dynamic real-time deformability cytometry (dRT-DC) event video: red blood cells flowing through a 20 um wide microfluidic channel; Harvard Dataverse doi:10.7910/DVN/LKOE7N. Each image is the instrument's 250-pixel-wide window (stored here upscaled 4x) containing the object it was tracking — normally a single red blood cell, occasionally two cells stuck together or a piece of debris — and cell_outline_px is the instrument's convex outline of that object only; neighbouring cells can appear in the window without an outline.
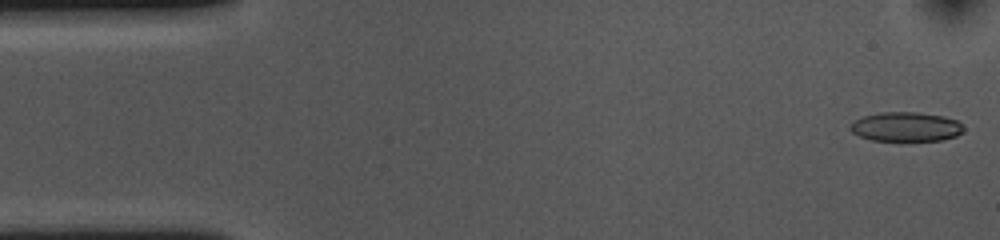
{"species": "common noctule bat (a hibernating species)", "species_latin": "Nyctalus noctula", "temperature_condition": "cold", "stored_images_in_passage": 53, "camera_frame_rate_fps": 3000, "um_per_image_px": 0.085, "animal": {"sex": "female", "body_mass_g": 10.0, "forearm_length_mm": 53.1}, "frame": {"image": 1, "passage_image": 1, "time_ms": 0.0, "image_size_px": [1000, 240], "cell_outline_px": [[964, 132], [956, 136], [940, 140], [872, 140], [860, 136], [852, 132], [848, 128], [848, 124], [864, 116], [880, 112], [916, 112], [944, 116], [956, 120], [964, 128]], "centroid_in_image_um": [76.99, 10.77], "position_along_channel_um": 8.0, "area_um2": 19.31}}
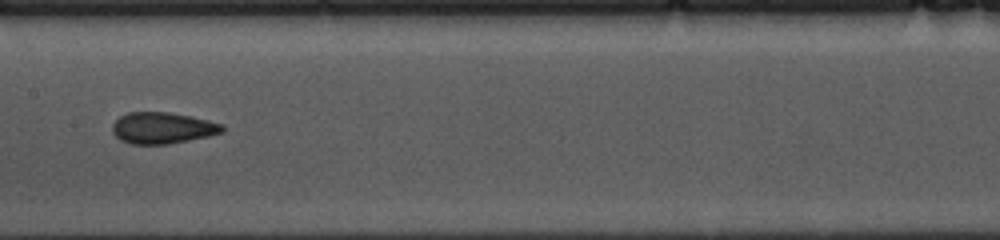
{"frame": {"image": 2, "passage_image": 25, "time_ms": 8.0, "image_size_px": [1000, 240], "cell_outline_px": [[224, 132], [208, 136], [168, 144], [132, 144], [120, 140], [112, 132], [112, 124], [120, 116], [128, 112], [168, 112], [192, 116], [224, 124]], "centroid_in_image_um": [13.82, 10.87], "position_along_channel_um": 193.6, "area_um2": 20.17}}
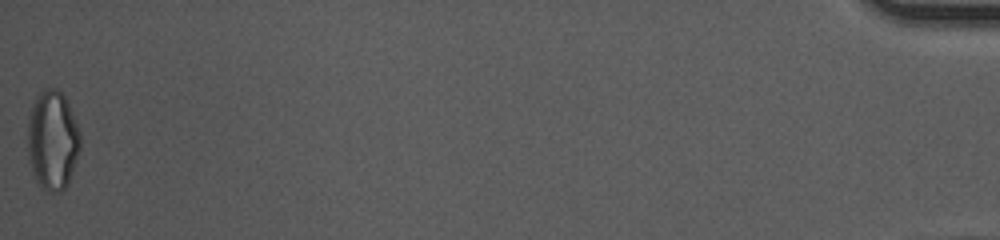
{"frame": {"image": 3, "passage_image": 53, "time_ms": 17.333, "image_size_px": [1000, 240], "cell_outline_px": [[80, 148], [68, 184], [60, 192], [48, 192], [36, 180], [32, 172], [28, 160], [28, 116], [32, 104], [36, 96], [40, 92], [48, 88], [56, 88], [64, 96], [68, 104], [80, 132]], "centroid_in_image_um": [4.45, 11.92], "position_along_channel_um": 430.7, "area_um2": 30.4}, "authors_computed_cell_mechanics": {"area_um2": 20.23, "velocity_mm_per_s": 3.6695, "shape_relaxation_time_tau1_ms": 6.8304, "shape_relaxation_time_tau2_ms": 2.3916, "deformation_change_tau1": 0.146, "deformation_change_tau2": 0.0827}}